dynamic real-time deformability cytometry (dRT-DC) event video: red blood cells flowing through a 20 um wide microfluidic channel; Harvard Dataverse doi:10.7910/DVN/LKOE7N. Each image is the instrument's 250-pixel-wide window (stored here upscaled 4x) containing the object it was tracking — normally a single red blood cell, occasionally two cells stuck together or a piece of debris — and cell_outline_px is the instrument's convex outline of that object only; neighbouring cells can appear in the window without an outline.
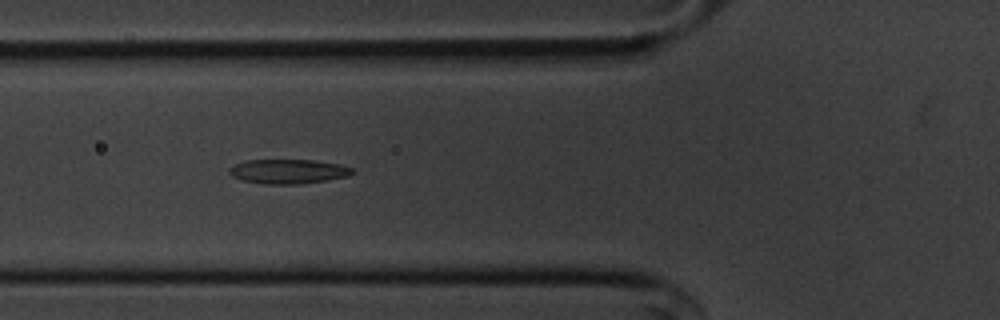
{"species": "common noctule bat (a hibernating species)", "species_latin": "Nyctalus noctula", "temperature_condition": "cold", "stored_images_in_passage": 32, "camera_frame_rate_fps": 3000, "um_per_image_px": 0.085, "animal": {"sex": "male", "body_mass_g": 20.1, "forearm_length_mm": 53.5}, "frame": {"image": 1, "passage_image": 7, "time_ms": 2.0, "image_size_px": [1000, 320], "cell_outline_px": [[356, 172], [348, 176], [300, 184], [264, 184], [244, 180], [232, 176], [228, 172], [236, 164], [244, 160], [316, 160], [340, 164], [352, 168]], "centroid_in_image_um": [24.54, 14.56], "position_along_channel_um": 101.3, "area_um2": 17.4}}
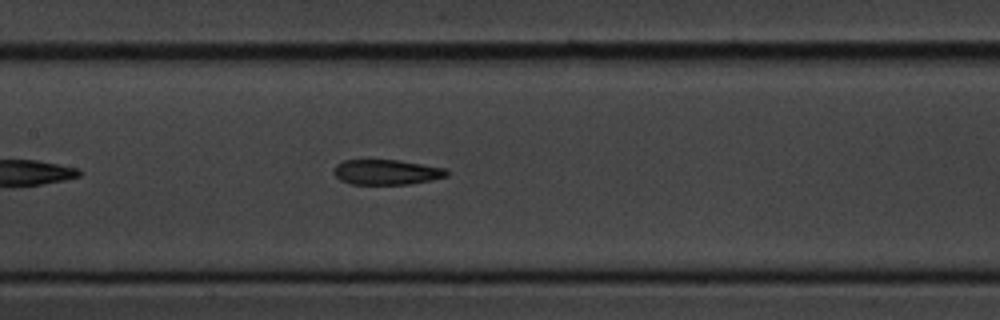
{"frame": {"image": 2, "passage_image": 13, "time_ms": 4.0, "image_size_px": [1000, 320], "cell_outline_px": [[448, 176], [432, 180], [408, 184], [352, 184], [340, 180], [332, 172], [336, 164], [344, 160], [400, 160], [448, 168]], "centroid_in_image_um": [32.88, 14.62], "position_along_channel_um": 174.5, "area_um2": 16.7}}
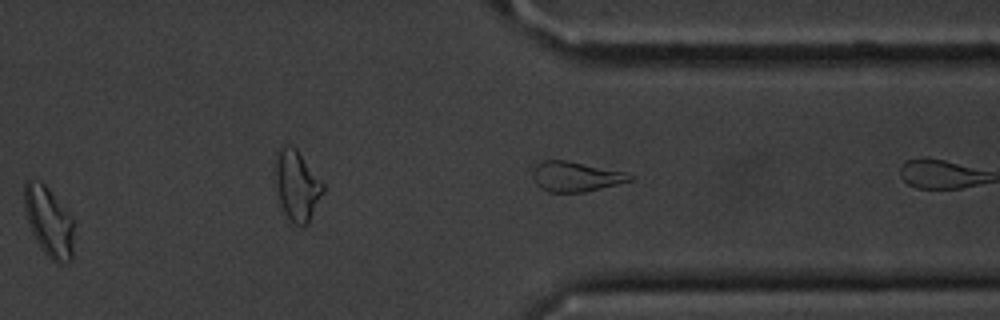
{"frame": {"image": 3, "passage_image": 26, "time_ms": 8.333, "image_size_px": [1000, 320], "cell_outline_px": [[72, 260], [60, 264], [52, 260], [44, 252], [32, 232], [24, 208], [24, 184], [28, 180], [40, 180], [48, 188], [72, 216]], "centroid_in_image_um": [4.14, 18.82], "position_along_channel_um": 407.3, "area_um2": 19.83}, "authors_computed_cell_mechanics": {"area_um2": 17.2244, "velocity_mm_per_s": 3.6414, "shape_relaxation_time_tau1_ms": 4.6598, "shape_relaxation_time_tau2_ms": null, "deformation_change_tau1": 0.1408, "deformation_change_tau2": null}}